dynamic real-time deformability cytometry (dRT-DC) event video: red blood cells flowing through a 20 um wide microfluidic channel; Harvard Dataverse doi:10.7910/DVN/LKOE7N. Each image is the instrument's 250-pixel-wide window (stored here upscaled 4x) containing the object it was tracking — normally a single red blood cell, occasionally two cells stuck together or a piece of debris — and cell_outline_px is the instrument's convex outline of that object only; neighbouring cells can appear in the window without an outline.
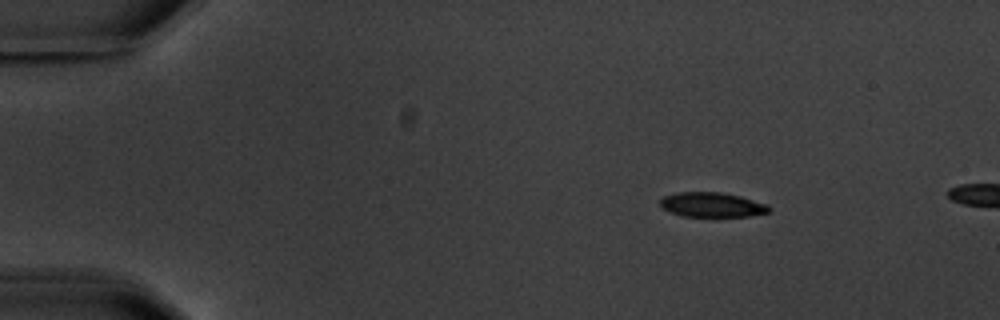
{"species": "common noctule bat (a hibernating species)", "species_latin": "Nyctalus noctula", "temperature_condition": "warm", "stored_images_in_passage": 3, "camera_frame_rate_fps": 3000, "um_per_image_px": 0.085, "animal": {"sex": "male", "body_mass_g": 20.1, "forearm_length_mm": 53.5}, "frame": {"image": 1, "passage_image": 1, "time_ms": 0.0, "image_size_px": [1000, 320], "cell_outline_px": [[772, 208], [768, 212], [748, 216], [684, 216], [672, 212], [664, 208], [660, 204], [660, 200], [664, 196], [676, 192], [720, 192], [740, 196], [768, 204]], "centroid_in_image_um": [60.54, 17.39], "position_along_channel_um": 24.5, "area_um2": 15.49}}